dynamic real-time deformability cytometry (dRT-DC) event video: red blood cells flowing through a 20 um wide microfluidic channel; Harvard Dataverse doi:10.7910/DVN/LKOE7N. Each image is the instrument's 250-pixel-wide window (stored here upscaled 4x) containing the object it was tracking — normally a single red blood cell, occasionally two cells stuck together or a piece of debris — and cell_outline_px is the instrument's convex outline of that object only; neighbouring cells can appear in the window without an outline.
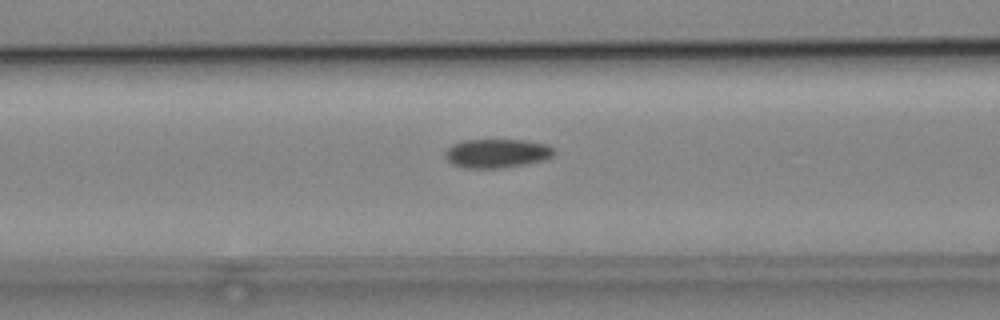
{"species": "common noctule bat (a hibernating species)", "species_latin": "Nyctalus noctula", "temperature_condition": "cold", "stored_images_in_passage": 35, "camera_frame_rate_fps": 3000, "um_per_image_px": 0.085, "animal": {"sex": "male", "body_mass_g": 19.2, "forearm_length_mm": 51.8}, "frame": {"image": 1, "passage_image": 11, "time_ms": 3.333, "image_size_px": [1000, 320], "cell_outline_px": [[556, 152], [552, 156], [544, 160], [524, 164], [500, 168], [464, 168], [452, 164], [444, 156], [444, 152], [452, 144], [460, 140], [524, 140], [544, 144], [552, 148]], "centroid_in_image_um": [42.19, 13.03], "position_along_channel_um": 124.4, "area_um2": 18.32}}
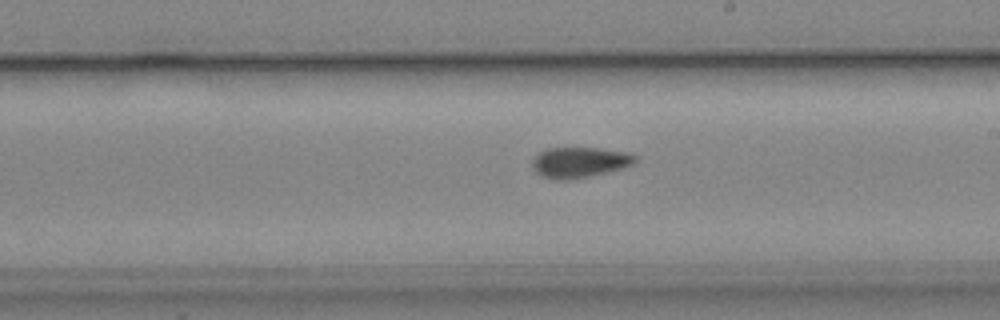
{"frame": {"image": 2, "passage_image": 20, "time_ms": 6.333, "image_size_px": [1000, 320], "cell_outline_px": [[636, 160], [632, 164], [620, 168], [588, 176], [568, 180], [556, 180], [544, 176], [536, 172], [532, 164], [532, 160], [540, 152], [548, 148], [600, 148], [624, 152], [636, 156]], "centroid_in_image_um": [49.22, 13.79], "position_along_channel_um": 239.8, "area_um2": 17.86}}
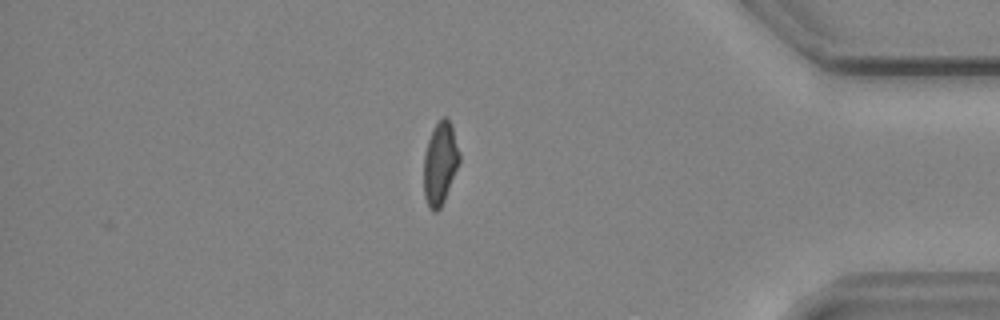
{"frame": {"image": 3, "passage_image": 35, "time_ms": 11.333, "image_size_px": [1000, 320], "cell_outline_px": [[460, 160], [444, 200], [440, 208], [436, 212], [432, 212], [428, 208], [424, 196], [424, 156], [428, 140], [436, 124], [444, 116], [452, 124], [460, 152]], "centroid_in_image_um": [37.41, 13.91], "position_along_channel_um": 397.8, "area_um2": 17.05}, "authors_computed_cell_mechanics": {"area_um2": 18.3226, "velocity_mm_per_s": 3.8425, "shape_relaxation_time_tau1_ms": null, "shape_relaxation_time_tau2_ms": 4.5361, "deformation_change_tau1": null, "deformation_change_tau2": 0.0987}}